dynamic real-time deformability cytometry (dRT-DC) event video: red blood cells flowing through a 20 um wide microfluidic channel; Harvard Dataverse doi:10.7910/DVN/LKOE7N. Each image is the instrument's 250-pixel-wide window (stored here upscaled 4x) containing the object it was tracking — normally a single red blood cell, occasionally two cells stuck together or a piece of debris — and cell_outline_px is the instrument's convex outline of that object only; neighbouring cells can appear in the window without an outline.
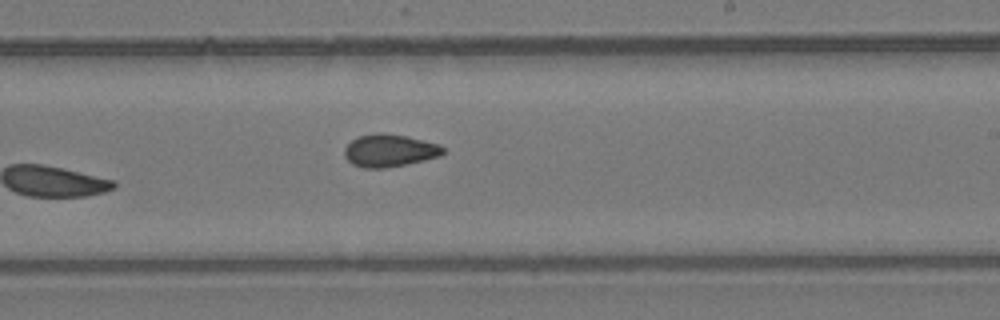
{"species": "common noctule bat (a hibernating species)", "species_latin": "Nyctalus noctula", "temperature_condition": "room temperature", "stored_images_in_passage": 9, "camera_frame_rate_fps": 3000, "um_per_image_px": 0.085, "animal": {"sex": "female", "body_mass_g": 24.6, "forearm_length_mm": 56.2}, "frame": {"image": 1, "passage_image": 9, "time_ms": 10.0, "image_size_px": [1000, 320], "cell_outline_px": [[444, 152], [440, 156], [424, 160], [384, 168], [364, 168], [352, 164], [344, 156], [344, 148], [352, 140], [360, 136], [376, 132], [380, 132], [408, 136], [440, 144], [444, 148]], "centroid_in_image_um": [33.11, 12.78], "position_along_channel_um": 255.9, "area_um2": 18.73}}